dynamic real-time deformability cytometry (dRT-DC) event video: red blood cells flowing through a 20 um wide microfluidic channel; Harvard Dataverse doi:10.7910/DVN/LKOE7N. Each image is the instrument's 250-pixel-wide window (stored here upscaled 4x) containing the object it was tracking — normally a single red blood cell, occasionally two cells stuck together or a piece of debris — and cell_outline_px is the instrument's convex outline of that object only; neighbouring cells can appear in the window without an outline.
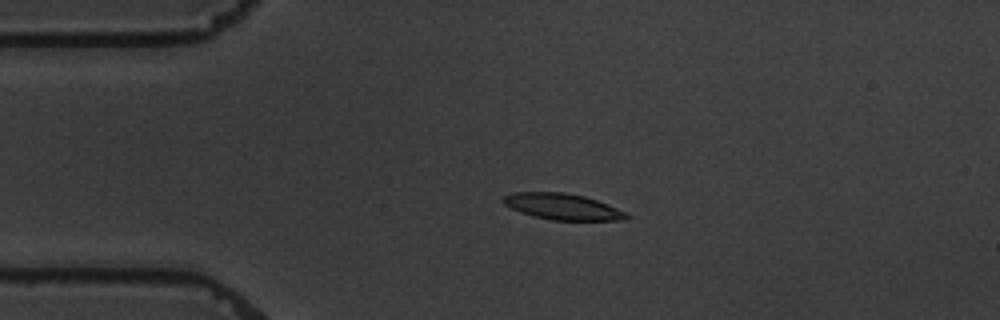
{"species": "common noctule bat (a hibernating species)", "species_latin": "Nyctalus noctula", "temperature_condition": "warm", "stored_images_in_passage": 5, "camera_frame_rate_fps": 3000, "um_per_image_px": 0.085, "animal": {"sex": "male", "body_mass_g": 19.5, "forearm_length_mm": 54.6}, "frame": {"image": 1, "passage_image": 3, "time_ms": 2.333, "image_size_px": [1000, 320], "cell_outline_px": [[632, 216], [624, 220], [552, 220], [532, 216], [520, 212], [504, 204], [500, 200], [504, 196], [512, 192], [564, 192], [584, 196], [608, 204], [628, 212]], "centroid_in_image_um": [47.83, 17.56], "position_along_channel_um": 37.2, "area_um2": 18.96}}
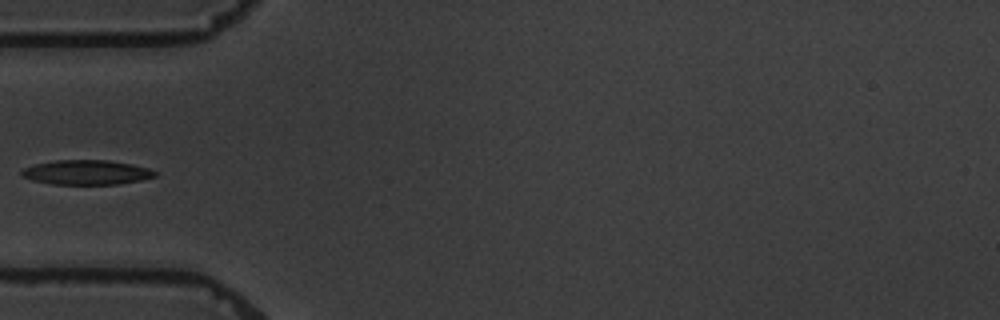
{"frame": {"image": 2, "passage_image": 5, "time_ms": 4.333, "image_size_px": [1000, 320], "cell_outline_px": [[156, 176], [140, 180], [120, 184], [52, 184], [32, 180], [20, 176], [20, 172], [24, 168], [36, 164], [56, 160], [108, 160], [132, 164], [148, 168], [156, 172]], "centroid_in_image_um": [7.34, 14.65], "position_along_channel_um": 77.7, "area_um2": 19.07}}